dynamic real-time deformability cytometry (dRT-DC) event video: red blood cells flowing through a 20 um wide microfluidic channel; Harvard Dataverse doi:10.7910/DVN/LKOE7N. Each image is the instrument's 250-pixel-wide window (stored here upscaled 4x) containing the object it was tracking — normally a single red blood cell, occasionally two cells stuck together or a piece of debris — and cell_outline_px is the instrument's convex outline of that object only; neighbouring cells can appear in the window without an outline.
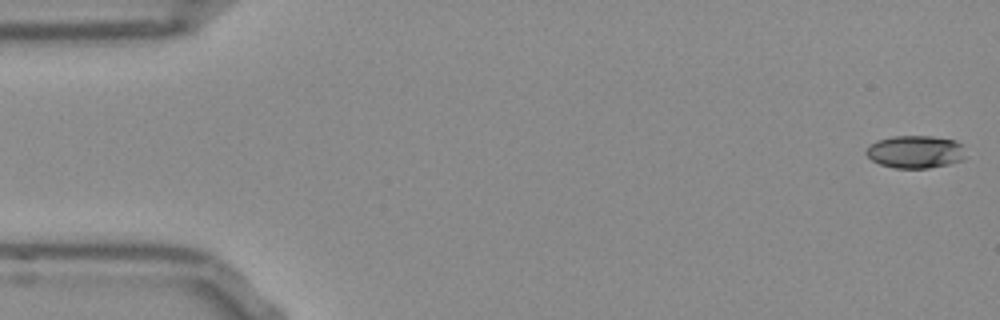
{"species": "Egyptian fruit bat (a non-hibernating species)", "species_latin": "Rousettus aegyptiacus", "temperature_condition": "room temperature", "stored_images_in_passage": 52, "camera_frame_rate_fps": 3000, "um_per_image_px": 0.085, "frame": {"image": 1, "passage_image": 1, "time_ms": 0.0, "image_size_px": [1000, 320], "cell_outline_px": [[964, 160], [948, 164], [928, 168], [896, 168], [880, 164], [872, 160], [864, 152], [876, 140], [892, 136], [932, 136], [956, 140], [964, 144]], "centroid_in_image_um": [77.84, 12.89], "position_along_channel_um": 7.2, "area_um2": 19.07}}
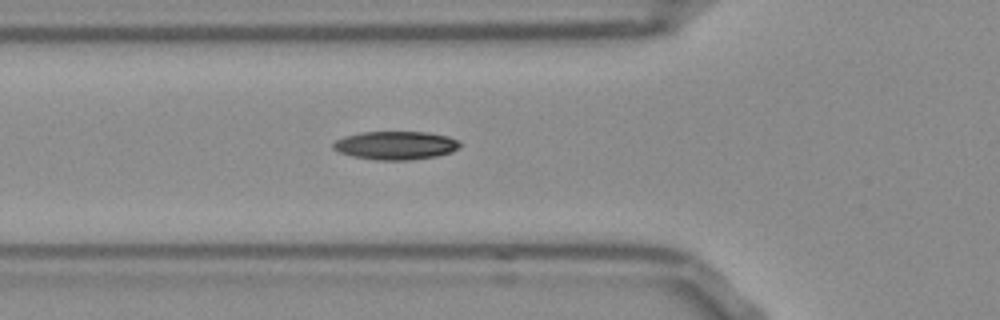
{"frame": {"image": 2, "passage_image": 18, "time_ms": 5.667, "image_size_px": [1000, 320], "cell_outline_px": [[464, 144], [460, 148], [452, 152], [436, 156], [408, 160], [376, 160], [352, 156], [340, 152], [332, 148], [332, 144], [336, 140], [344, 136], [360, 132], [428, 132], [448, 136]], "centroid_in_image_um": [33.65, 12.35], "position_along_channel_um": 92.1, "area_um2": 21.1}}
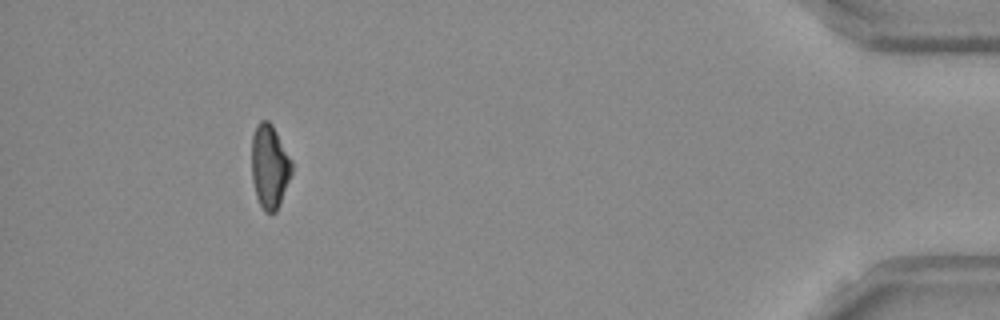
{"frame": {"image": 3, "passage_image": 48, "time_ms": 15.667, "image_size_px": [1000, 320], "cell_outline_px": [[292, 172], [280, 204], [276, 212], [264, 212], [256, 196], [252, 180], [252, 136], [256, 124], [260, 120], [268, 120], [272, 124], [292, 160]], "centroid_in_image_um": [22.91, 14.14], "position_along_channel_um": 412.3, "area_um2": 19.65}, "authors_computed_cell_mechanics": {"area_um2": 20.0855, "velocity_mm_per_s": 3.8638, "shape_relaxation_time_tau1_ms": 5.5194, "shape_relaxation_time_tau2_ms": null, "deformation_change_tau1": 0.1564, "deformation_change_tau2": null}}